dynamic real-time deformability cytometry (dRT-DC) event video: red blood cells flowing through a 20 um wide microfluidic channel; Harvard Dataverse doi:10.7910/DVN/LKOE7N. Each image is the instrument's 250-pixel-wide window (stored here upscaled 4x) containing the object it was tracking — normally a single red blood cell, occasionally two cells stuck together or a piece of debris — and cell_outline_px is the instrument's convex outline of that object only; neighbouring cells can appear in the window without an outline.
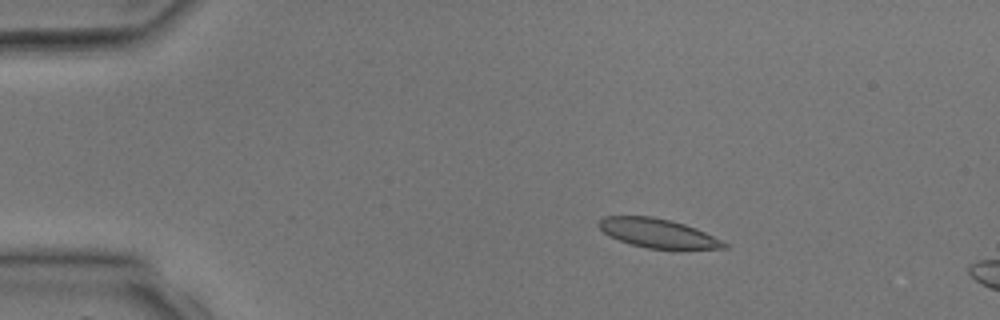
{"species": "common noctule bat (a hibernating species)", "species_latin": "Nyctalus noctula", "temperature_condition": "room temperature", "stored_images_in_passage": 3, "camera_frame_rate_fps": 3000, "um_per_image_px": 0.085, "animal": {"sex": "male", "body_mass_g": 17.9, "forearm_length_mm": 54.2}, "frame": {"image": 1, "passage_image": 2, "time_ms": 2.0, "image_size_px": [1000, 320], "cell_outline_px": [[728, 248], [648, 248], [632, 244], [608, 236], [596, 224], [604, 216], [652, 216], [684, 224], [696, 228], [728, 244]], "centroid_in_image_um": [55.86, 19.8], "position_along_channel_um": 29.1, "area_um2": 20.69}}